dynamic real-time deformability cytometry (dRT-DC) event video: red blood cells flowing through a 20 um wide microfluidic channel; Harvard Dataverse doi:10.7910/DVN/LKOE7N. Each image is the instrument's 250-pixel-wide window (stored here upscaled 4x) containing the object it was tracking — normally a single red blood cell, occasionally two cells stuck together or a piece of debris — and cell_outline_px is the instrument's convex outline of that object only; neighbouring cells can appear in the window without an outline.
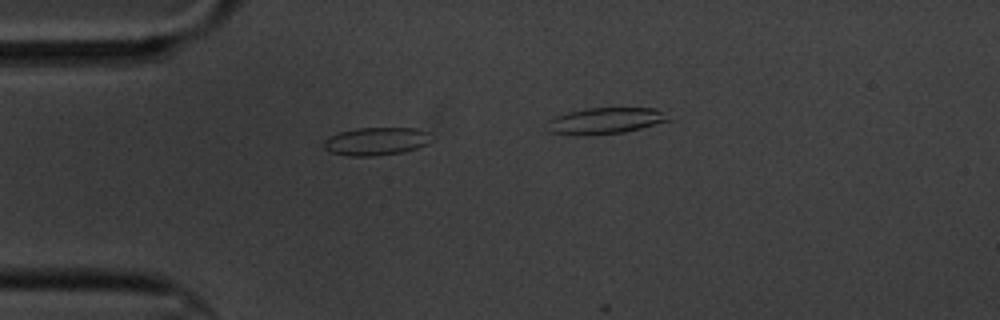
{"species": "common noctule bat (a hibernating species)", "species_latin": "Nyctalus noctula", "temperature_condition": "cold", "stored_images_in_passage": 4, "camera_frame_rate_fps": 3000, "um_per_image_px": 0.085, "animal": {"sex": "male", "body_mass_g": 20.1, "forearm_length_mm": 53.5}, "frame": {"image": 1, "passage_image": 3, "time_ms": 2.333, "image_size_px": [1000, 320], "cell_outline_px": [[428, 144], [404, 152], [372, 156], [348, 156], [332, 152], [324, 148], [324, 140], [328, 136], [340, 132], [356, 128], [416, 128], [428, 132]], "centroid_in_image_um": [31.94, 12.01], "position_along_channel_um": 53.1, "area_um2": 17.4}}